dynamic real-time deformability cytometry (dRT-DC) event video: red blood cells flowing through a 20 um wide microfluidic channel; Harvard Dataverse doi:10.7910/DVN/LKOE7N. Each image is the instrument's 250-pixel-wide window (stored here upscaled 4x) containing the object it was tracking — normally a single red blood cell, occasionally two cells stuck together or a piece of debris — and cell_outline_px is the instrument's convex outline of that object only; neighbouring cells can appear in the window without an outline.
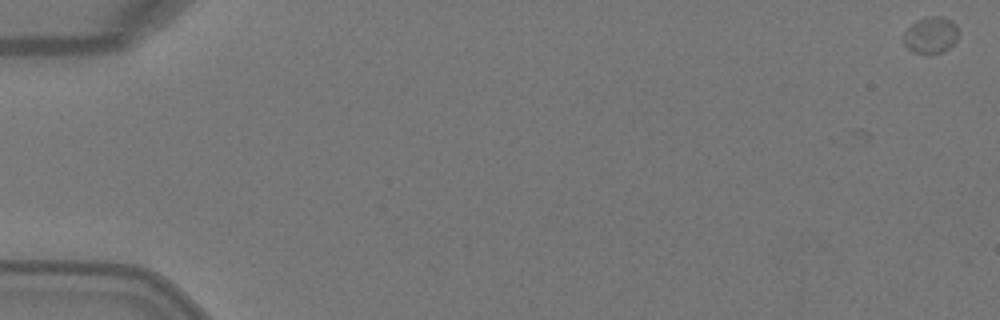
{"species": "Egyptian fruit bat (a non-hibernating species)", "species_latin": "Rousettus aegyptiacus", "temperature_condition": "warm", "stored_images_in_passage": 7, "camera_frame_rate_fps": 3000, "um_per_image_px": 0.085, "animal": {"sex": "female"}, "frame": {"image": 1, "passage_image": 1, "time_ms": 0.0, "image_size_px": [1000, 320], "cell_outline_px": [[960, 32], [956, 40], [944, 52], [912, 52], [904, 44], [904, 32], [916, 20], [928, 16], [944, 16], [952, 20], [956, 24]], "centroid_in_image_um": [79.15, 2.94], "position_along_channel_um": 5.8, "area_um2": 11.68}}
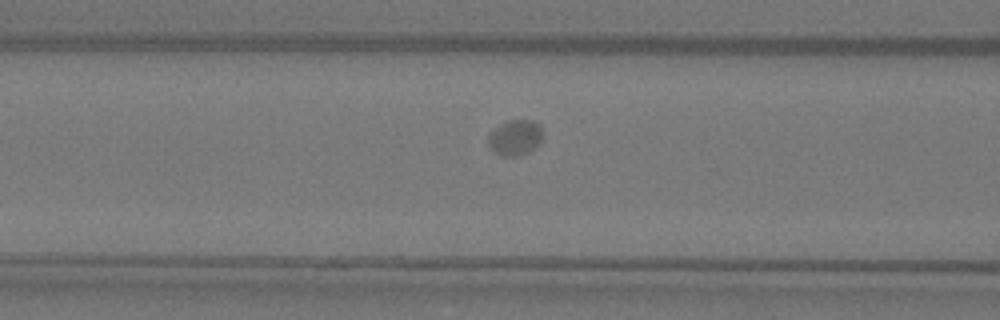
{"frame": {"image": 2, "passage_image": 7, "time_ms": 2.0, "image_size_px": [1000, 320], "cell_outline_px": [[540, 140], [528, 152], [520, 156], [500, 156], [488, 144], [488, 136], [500, 124], [512, 120], [532, 120], [540, 124]], "centroid_in_image_um": [43.76, 11.7], "position_along_channel_um": 122.8, "area_um2": 10.87}}